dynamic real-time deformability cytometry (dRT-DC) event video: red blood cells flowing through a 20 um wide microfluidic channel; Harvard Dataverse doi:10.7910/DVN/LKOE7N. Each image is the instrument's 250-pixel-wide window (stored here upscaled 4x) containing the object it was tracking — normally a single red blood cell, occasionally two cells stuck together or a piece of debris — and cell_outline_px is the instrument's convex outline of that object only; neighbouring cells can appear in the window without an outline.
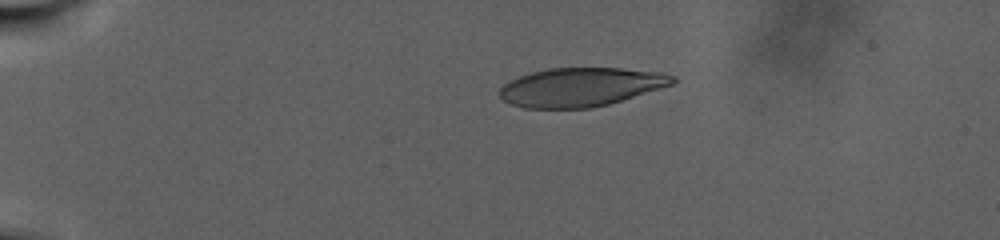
{"species": "human", "species_latin": "Homo sapiens", "temperature_condition": "warm", "stored_images_in_passage": 76, "camera_frame_rate_fps": 3000, "um_per_image_px": 0.085, "donor": {"sex": "male"}, "frame": {"image": 1, "passage_image": 1, "time_ms": 0.0, "image_size_px": [1000, 240], "cell_outline_px": [[676, 80], [672, 84], [660, 88], [608, 104], [592, 108], [524, 108], [500, 100], [496, 92], [508, 80], [532, 72], [548, 68], [620, 68], [660, 72], [676, 76]], "centroid_in_image_um": [49.3, 7.4], "position_along_channel_um": 35.7, "area_um2": 39.13}}
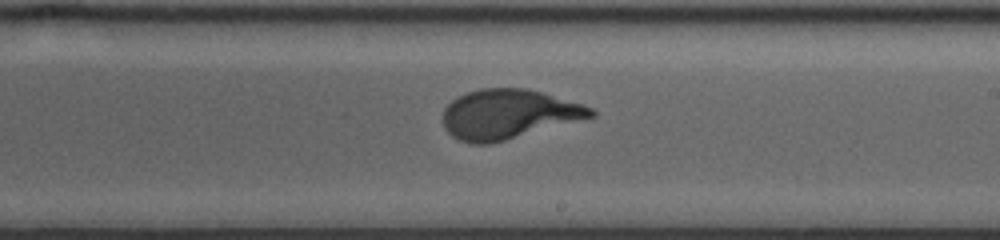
{"frame": {"image": 2, "passage_image": 40, "time_ms": 13.0, "image_size_px": [1000, 240], "cell_outline_px": [[596, 116], [492, 144], [472, 144], [460, 140], [452, 136], [444, 128], [440, 120], [444, 108], [456, 96], [480, 88], [524, 88], [540, 92], [584, 104], [592, 108], [596, 112]], "centroid_in_image_um": [43.18, 9.71], "position_along_channel_um": 245.8, "area_um2": 43.06}}
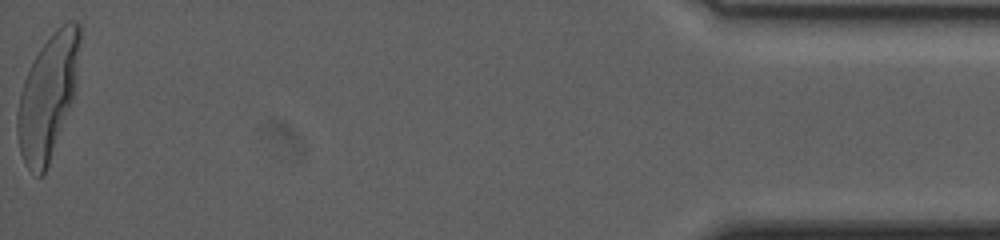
{"frame": {"image": 3, "passage_image": 76, "time_ms": 25.0, "image_size_px": [1000, 240], "cell_outline_px": [[80, 36], [76, 96], [44, 176], [36, 176], [24, 164], [20, 152], [16, 132], [16, 116], [20, 92], [24, 80], [40, 48], [52, 32], [56, 28], [68, 20], [76, 20], [80, 24]], "centroid_in_image_um": [4.09, 8.23], "position_along_channel_um": 431.1, "area_um2": 45.84}, "authors_computed_cell_mechanics": {"area_um2": 42.5408, "velocity_mm_per_s": 2.2096, "shape_relaxation_time_tau1_ms": 6.7829, "shape_relaxation_time_tau2_ms": null, "deformation_change_tau1": 0.2626, "deformation_change_tau2": null}}